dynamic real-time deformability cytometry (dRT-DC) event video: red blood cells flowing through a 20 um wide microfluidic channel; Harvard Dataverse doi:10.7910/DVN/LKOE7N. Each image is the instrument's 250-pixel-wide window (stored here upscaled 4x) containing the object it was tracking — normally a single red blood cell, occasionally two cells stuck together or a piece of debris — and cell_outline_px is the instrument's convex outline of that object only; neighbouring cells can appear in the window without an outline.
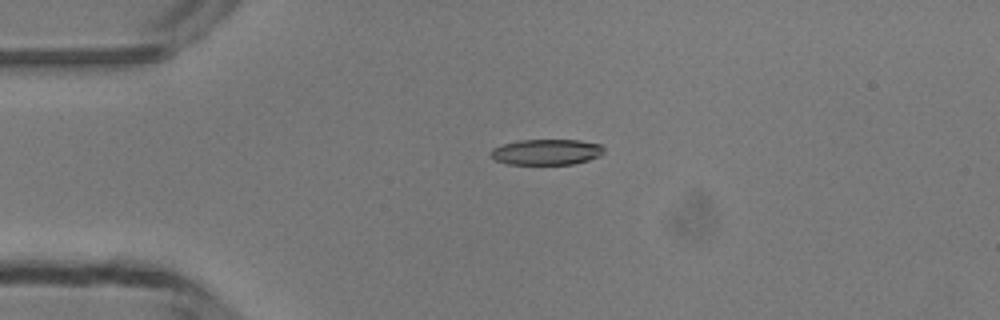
{"species": "common noctule bat (a hibernating species)", "species_latin": "Nyctalus noctula", "temperature_condition": "room temperature", "stored_images_in_passage": 4, "camera_frame_rate_fps": 3000, "um_per_image_px": 0.085, "animal": {"sex": "male", "body_mass_g": 13.3}, "frame": {"image": 1, "passage_image": 3, "time_ms": 3.0, "image_size_px": [1000, 320], "cell_outline_px": [[604, 152], [600, 156], [588, 160], [572, 164], [508, 164], [496, 160], [488, 156], [488, 152], [492, 148], [504, 144], [520, 140], [580, 140], [600, 144], [604, 148]], "centroid_in_image_um": [46.43, 12.92], "position_along_channel_um": 38.6, "area_um2": 17.05}}